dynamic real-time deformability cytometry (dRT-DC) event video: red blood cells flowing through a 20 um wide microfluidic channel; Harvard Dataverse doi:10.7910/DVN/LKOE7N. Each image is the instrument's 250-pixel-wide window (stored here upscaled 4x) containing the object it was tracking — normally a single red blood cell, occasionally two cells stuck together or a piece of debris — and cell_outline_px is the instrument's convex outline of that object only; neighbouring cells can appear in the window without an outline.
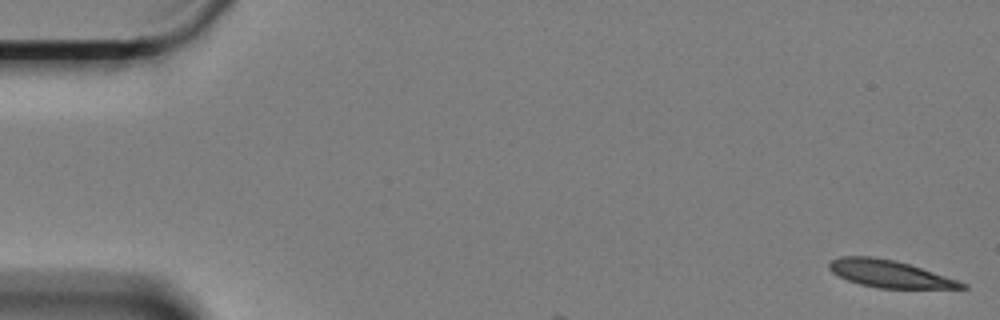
{"species": "Egyptian fruit bat (a non-hibernating species)", "species_latin": "Rousettus aegyptiacus", "temperature_condition": "cold", "stored_images_in_passage": 4, "camera_frame_rate_fps": 3000, "um_per_image_px": 0.085, "animal": {"sex": "female"}, "frame": {"image": 1, "passage_image": 1, "time_ms": 0.0, "image_size_px": [1000, 320], "cell_outline_px": [[968, 288], [876, 288], [860, 284], [848, 280], [832, 272], [828, 268], [828, 264], [832, 260], [840, 256], [868, 256], [896, 260], [968, 284]], "centroid_in_image_um": [75.56, 23.27], "position_along_channel_um": 9.4, "area_um2": 20.69}}